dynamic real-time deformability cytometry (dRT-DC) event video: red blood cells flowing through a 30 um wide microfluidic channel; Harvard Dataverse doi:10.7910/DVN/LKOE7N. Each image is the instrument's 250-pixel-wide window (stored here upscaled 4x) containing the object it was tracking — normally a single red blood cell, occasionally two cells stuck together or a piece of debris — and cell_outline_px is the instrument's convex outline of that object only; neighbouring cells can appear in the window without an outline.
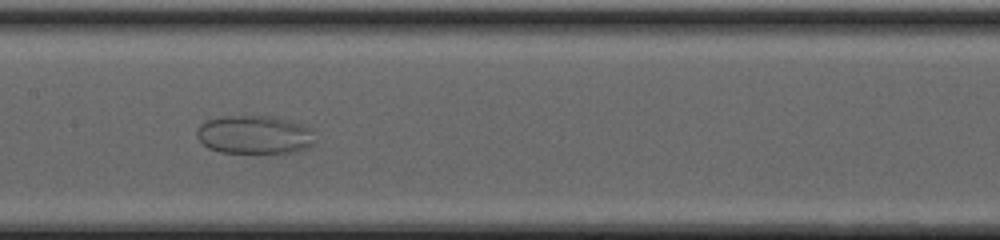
{"species": "common noctule bat (a hibernating species)", "species_latin": "Nyctalus noctula", "temperature_condition": "cold", "stored_images_in_passage": 38, "camera_frame_rate_fps": 3000, "um_per_image_px": 0.085, "animal": {"sex": "female", "body_mass_g": 20.0, "forearm_length_mm": 54.0}, "frame": {"image": 1, "passage_image": 18, "time_ms": 5.667, "image_size_px": [1000, 240], "cell_outline_px": [[312, 144], [304, 148], [292, 152], [220, 152], [208, 148], [196, 136], [196, 132], [200, 124], [208, 120], [220, 116], [272, 116], [288, 120], [300, 124], [308, 128]], "centroid_in_image_um": [21.53, 11.44], "position_along_channel_um": 185.9, "area_um2": 25.84}}
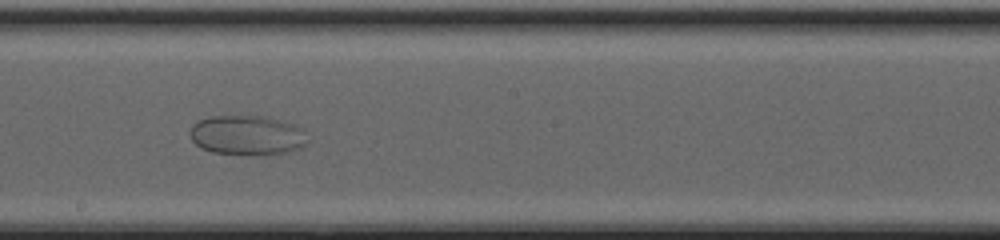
{"frame": {"image": 2, "passage_image": 21, "time_ms": 6.667, "image_size_px": [1000, 240], "cell_outline_px": [[304, 144], [300, 148], [288, 152], [256, 156], [212, 152], [200, 148], [192, 140], [192, 124], [208, 116], [264, 116], [292, 124], [300, 128]], "centroid_in_image_um": [20.94, 11.51], "position_along_channel_um": 227.3, "area_um2": 26.82}}
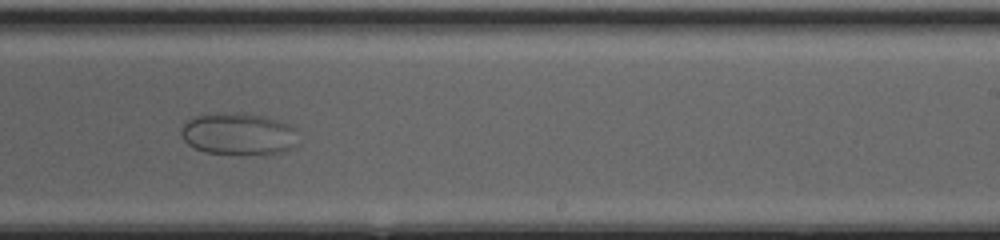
{"frame": {"image": 3, "passage_image": 24, "time_ms": 7.667, "image_size_px": [1000, 240], "cell_outline_px": [[296, 128], [288, 148], [284, 152], [240, 156], [204, 152], [188, 144], [184, 140], [180, 132], [180, 128], [188, 120], [196, 116], [216, 112], [232, 112], [264, 116], [276, 120]], "centroid_in_image_um": [20.15, 11.39], "position_along_channel_um": 268.8, "area_um2": 28.55}}